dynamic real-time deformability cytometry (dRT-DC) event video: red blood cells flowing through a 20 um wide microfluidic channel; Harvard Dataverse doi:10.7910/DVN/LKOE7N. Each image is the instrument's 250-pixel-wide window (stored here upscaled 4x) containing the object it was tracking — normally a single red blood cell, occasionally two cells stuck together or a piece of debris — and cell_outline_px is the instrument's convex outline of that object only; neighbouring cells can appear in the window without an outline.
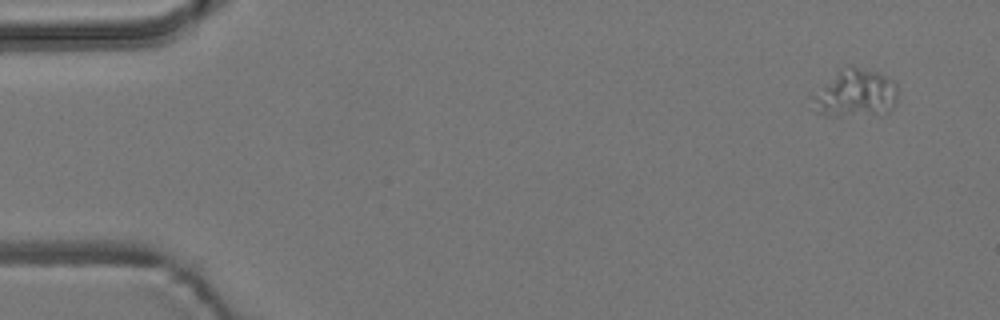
{"species": "common noctule bat (a hibernating species)", "species_latin": "Nyctalus noctula", "temperature_condition": "room temperature", "stored_images_in_passage": 5, "camera_frame_rate_fps": 3000, "um_per_image_px": 0.085, "animal": {"sex": "male", "body_mass_g": 19.2, "forearm_length_mm": 51.8}, "frame": {"image": 1, "passage_image": 1, "time_ms": 0.0, "image_size_px": [1000, 320], "cell_outline_px": [[896, 100], [888, 112], [840, 116], [824, 116], [816, 112], [812, 96], [812, 92], [844, 64], [852, 64], [876, 72], [896, 80]], "centroid_in_image_um": [72.65, 7.88], "position_along_channel_um": 12.3, "area_um2": 24.16}}
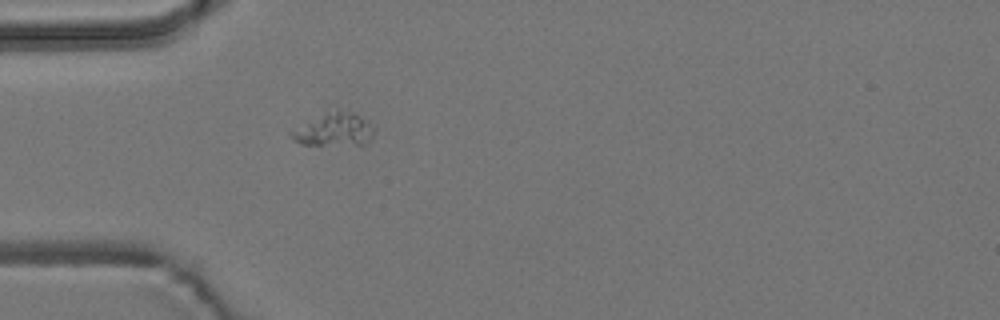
{"frame": {"image": 2, "passage_image": 5, "time_ms": 1.333, "image_size_px": [1000, 320], "cell_outline_px": [[376, 128], [372, 140], [364, 144], [300, 144], [292, 140], [288, 136], [288, 132], [336, 108], [356, 112], [376, 124]], "centroid_in_image_um": [28.5, 10.99], "position_along_channel_um": 56.5, "area_um2": 16.3}}